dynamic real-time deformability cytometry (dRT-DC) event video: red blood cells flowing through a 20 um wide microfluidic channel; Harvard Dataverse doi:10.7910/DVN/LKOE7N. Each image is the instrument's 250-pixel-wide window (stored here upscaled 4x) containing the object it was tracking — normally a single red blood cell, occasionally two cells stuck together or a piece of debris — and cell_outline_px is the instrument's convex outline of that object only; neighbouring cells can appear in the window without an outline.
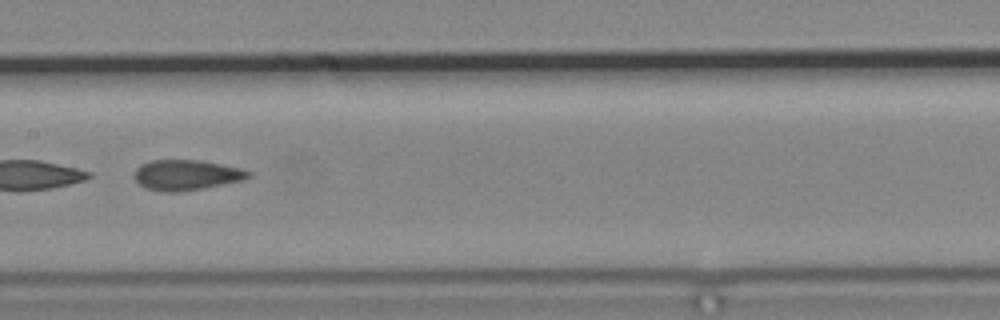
{"species": "common noctule bat (a hibernating species)", "species_latin": "Nyctalus noctula", "temperature_condition": "cold", "stored_images_in_passage": 4, "camera_frame_rate_fps": 3000, "um_per_image_px": 0.085, "animal": {"sex": "male", "body_mass_g": 19.2, "forearm_length_mm": 51.8}, "frame": {"image": 1, "passage_image": 4, "time_ms": 3.667, "image_size_px": [1000, 320], "cell_outline_px": [[252, 176], [244, 180], [200, 188], [176, 192], [164, 192], [144, 188], [132, 176], [136, 168], [140, 164], [152, 160], [200, 160], [240, 168], [252, 172]], "centroid_in_image_um": [15.81, 14.87], "position_along_channel_um": 191.6, "area_um2": 20.17}}